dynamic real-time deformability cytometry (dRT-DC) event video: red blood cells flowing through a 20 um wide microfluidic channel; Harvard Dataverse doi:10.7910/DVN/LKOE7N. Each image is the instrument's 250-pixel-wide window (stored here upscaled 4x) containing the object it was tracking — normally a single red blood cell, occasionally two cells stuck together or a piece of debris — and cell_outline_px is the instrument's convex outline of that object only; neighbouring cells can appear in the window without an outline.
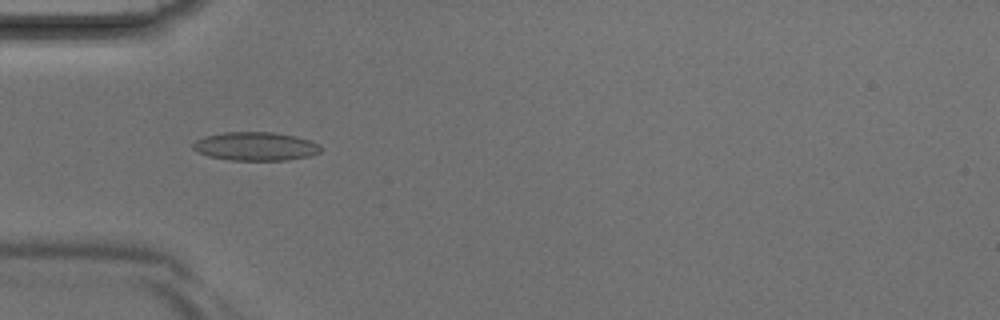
{"species": "Egyptian fruit bat (a non-hibernating species)", "species_latin": "Rousettus aegyptiacus", "temperature_condition": "room temperature", "stored_images_in_passage": 40, "camera_frame_rate_fps": 3000, "um_per_image_px": 0.085, "animal": {"sex": "male"}, "frame": {"image": 1, "passage_image": 12, "time_ms": 3.667, "image_size_px": [1000, 320], "cell_outline_px": [[320, 152], [308, 156], [288, 160], [232, 160], [208, 156], [192, 148], [192, 144], [196, 140], [204, 136], [224, 132], [272, 132], [296, 136], [320, 144]], "centroid_in_image_um": [21.71, 12.43], "position_along_channel_um": 63.3, "area_um2": 21.15}}
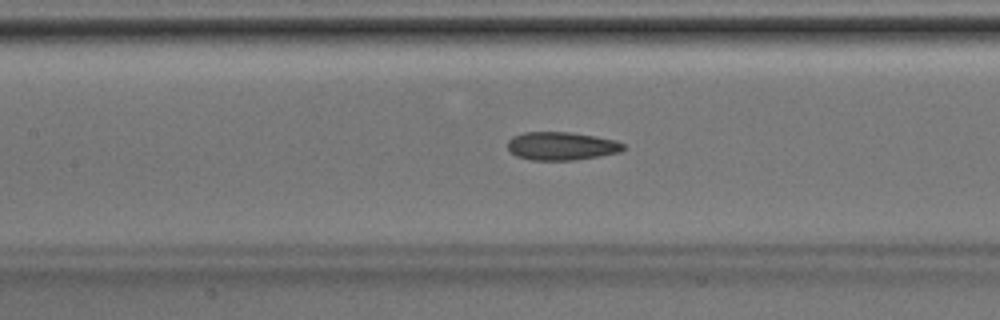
{"frame": {"image": 2, "passage_image": 18, "time_ms": 5.667, "image_size_px": [1000, 320], "cell_outline_px": [[624, 148], [620, 152], [600, 156], [572, 160], [532, 160], [516, 156], [508, 148], [508, 140], [512, 136], [524, 132], [572, 132], [596, 136], [616, 140], [624, 144]], "centroid_in_image_um": [47.73, 12.4], "position_along_channel_um": 159.7, "area_um2": 19.07}}
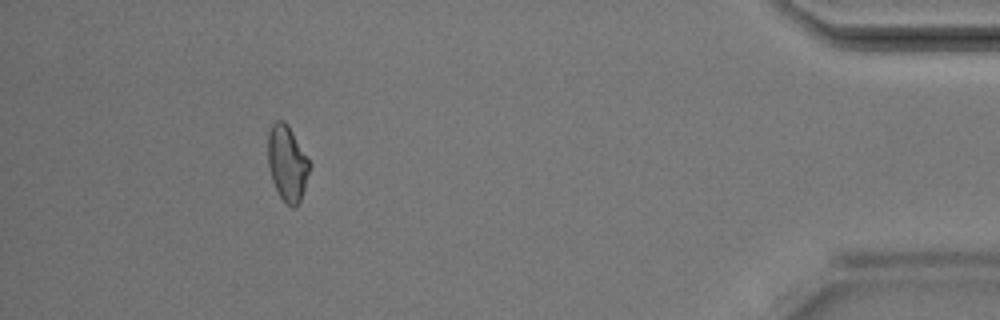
{"frame": {"image": 3, "passage_image": 37, "time_ms": 12.0, "image_size_px": [1000, 320], "cell_outline_px": [[312, 164], [300, 200], [296, 208], [292, 208], [280, 196], [272, 180], [268, 164], [268, 136], [272, 124], [276, 120], [284, 120], [288, 124]], "centroid_in_image_um": [24.43, 13.85], "position_along_channel_um": 410.8, "area_um2": 18.32}}